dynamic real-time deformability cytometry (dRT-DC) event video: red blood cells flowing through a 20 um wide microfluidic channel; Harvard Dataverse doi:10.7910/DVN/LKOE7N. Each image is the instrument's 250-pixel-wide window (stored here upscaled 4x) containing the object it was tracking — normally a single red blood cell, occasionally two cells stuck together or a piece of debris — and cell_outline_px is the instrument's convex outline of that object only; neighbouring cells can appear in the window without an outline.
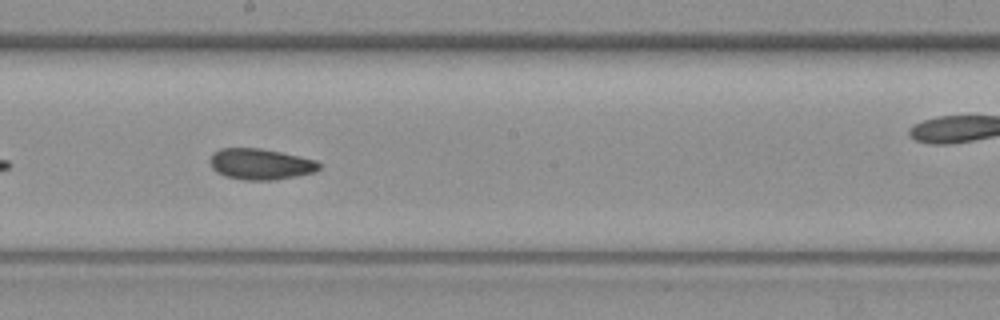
{"species": "common noctule bat (a hibernating species)", "species_latin": "Nyctalus noctula", "temperature_condition": "warm", "stored_images_in_passage": 24, "camera_frame_rate_fps": 3000, "um_per_image_px": 0.085, "animal": {"sex": "female", "body_mass_g": 19.3, "forearm_length_mm": 54.1}, "frame": {"image": 1, "passage_image": 17, "time_ms": 5.333, "image_size_px": [1000, 320], "cell_outline_px": [[320, 168], [316, 172], [276, 180], [244, 180], [224, 176], [216, 172], [212, 168], [208, 160], [212, 152], [220, 148], [260, 148], [280, 152], [316, 160], [320, 164]], "centroid_in_image_um": [22.1, 13.95], "position_along_channel_um": 226.1, "area_um2": 19.94}}